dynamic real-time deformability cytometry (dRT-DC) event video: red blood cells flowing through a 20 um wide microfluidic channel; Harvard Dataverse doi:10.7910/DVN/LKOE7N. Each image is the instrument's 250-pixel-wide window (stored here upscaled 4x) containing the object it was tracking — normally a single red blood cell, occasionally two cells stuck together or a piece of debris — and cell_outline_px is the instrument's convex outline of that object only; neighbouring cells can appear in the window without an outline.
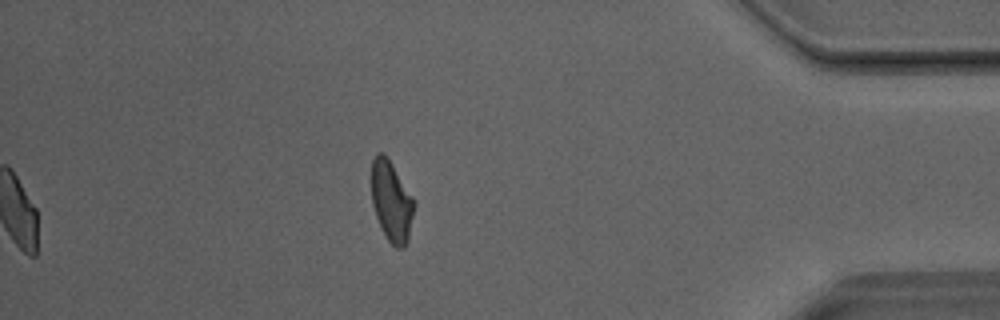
{"species": "Egyptian fruit bat (a non-hibernating species)", "species_latin": "Rousettus aegyptiacus", "temperature_condition": "room temperature", "stored_images_in_passage": 31, "camera_frame_rate_fps": 3000, "um_per_image_px": 0.085, "animal": {"sex": "male"}, "frame": {"image": 1, "passage_image": 31, "time_ms": 10.0, "image_size_px": [1000, 320], "cell_outline_px": [[416, 204], [408, 240], [404, 248], [396, 248], [388, 240], [376, 216], [372, 204], [372, 160], [376, 152], [384, 152], [416, 200]], "centroid_in_image_um": [33.3, 17.09], "position_along_channel_um": 401.9, "area_um2": 20.17}}